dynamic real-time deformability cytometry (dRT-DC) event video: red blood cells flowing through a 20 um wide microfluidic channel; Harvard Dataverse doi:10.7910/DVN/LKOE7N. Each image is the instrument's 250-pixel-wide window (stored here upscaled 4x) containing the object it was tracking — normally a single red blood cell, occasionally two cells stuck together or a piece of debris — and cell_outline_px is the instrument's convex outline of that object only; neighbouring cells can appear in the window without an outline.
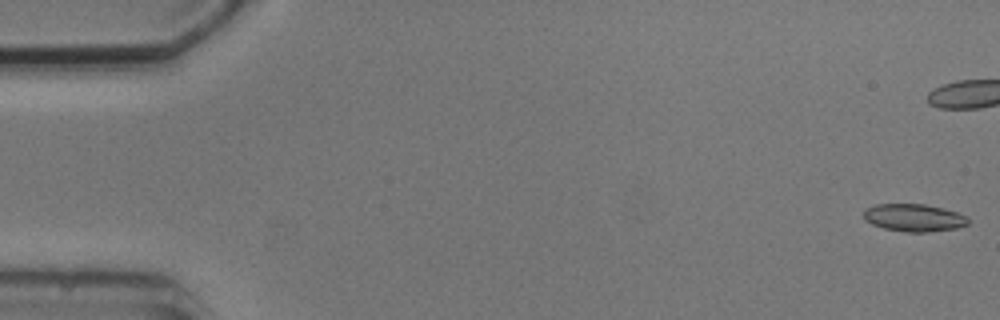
{"species": "common noctule bat (a hibernating species)", "species_latin": "Nyctalus noctula", "temperature_condition": "cold", "stored_images_in_passage": 5, "camera_frame_rate_fps": 3000, "um_per_image_px": 0.085, "animal": {"sex": "male", "body_mass_g": 20.5, "forearm_length_mm": 52.5}, "frame": {"image": 1, "passage_image": 1, "time_ms": 0.0, "image_size_px": [1000, 320], "cell_outline_px": [[968, 224], [956, 228], [928, 232], [904, 232], [884, 228], [872, 224], [864, 220], [864, 208], [876, 204], [924, 204], [944, 208], [968, 216]], "centroid_in_image_um": [77.67, 18.5], "position_along_channel_um": 7.3, "area_um2": 16.88}}